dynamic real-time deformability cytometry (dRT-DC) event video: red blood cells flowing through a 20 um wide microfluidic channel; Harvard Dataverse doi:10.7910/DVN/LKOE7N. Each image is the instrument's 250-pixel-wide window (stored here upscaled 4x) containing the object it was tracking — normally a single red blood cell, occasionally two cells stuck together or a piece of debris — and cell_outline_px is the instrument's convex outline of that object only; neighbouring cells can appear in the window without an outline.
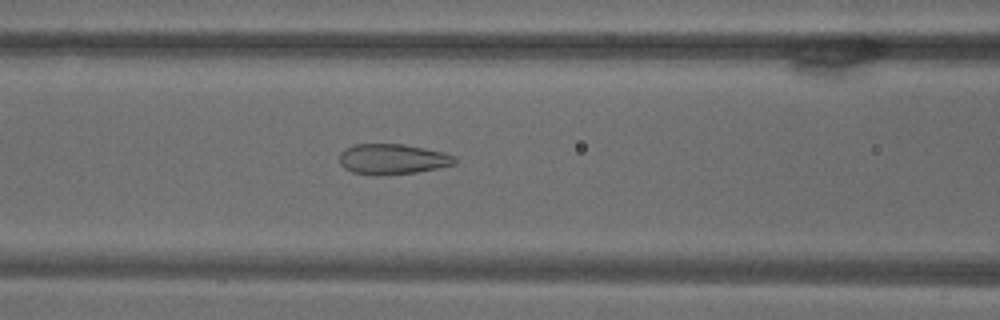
{"species": "common noctule bat (a hibernating species)", "species_latin": "Nyctalus noctula", "temperature_condition": "warm", "stored_images_in_passage": 70, "camera_frame_rate_fps": 3000, "um_per_image_px": 0.085, "animal": {"sex": "male", "body_mass_g": 18.8}, "frame": {"image": 1, "passage_image": 30, "time_ms": 9.667, "image_size_px": [1000, 320], "cell_outline_px": [[456, 164], [416, 172], [376, 176], [352, 172], [344, 168], [340, 164], [340, 152], [344, 148], [356, 144], [404, 144], [444, 152], [456, 156]], "centroid_in_image_um": [33.35, 13.52], "position_along_channel_um": 133.2, "area_um2": 20.58}}
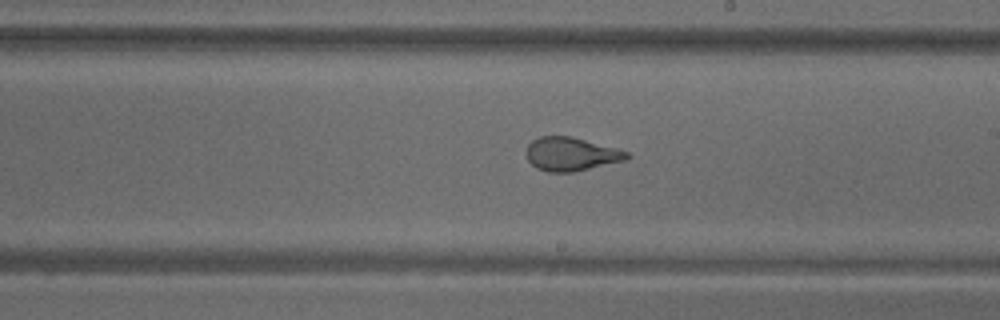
{"frame": {"image": 2, "passage_image": 41, "time_ms": 13.333, "image_size_px": [1000, 320], "cell_outline_px": [[632, 156], [624, 160], [572, 172], [548, 172], [536, 168], [528, 160], [524, 152], [528, 144], [532, 140], [540, 136], [572, 136], [616, 148], [628, 152]], "centroid_in_image_um": [48.49, 13.09], "position_along_channel_um": 240.5, "area_um2": 19.65}}
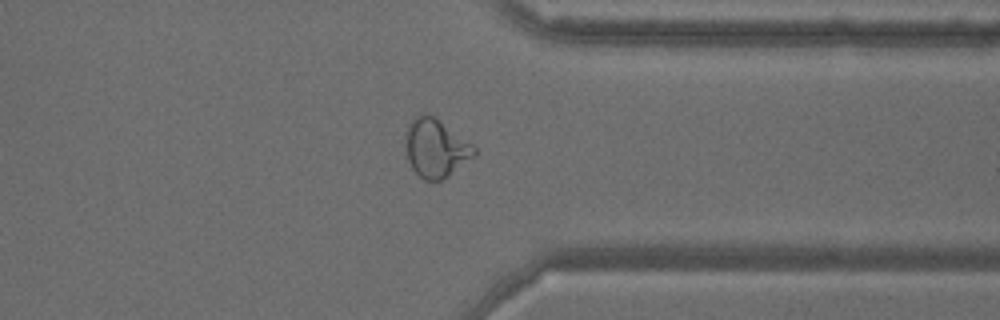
{"frame": {"image": 3, "passage_image": 55, "time_ms": 18.0, "image_size_px": [1000, 320], "cell_outline_px": [[476, 152], [472, 156], [448, 176], [440, 180], [424, 180], [412, 168], [408, 160], [404, 144], [404, 132], [408, 124], [420, 112], [432, 116], [472, 144], [476, 148]], "centroid_in_image_um": [36.96, 12.58], "position_along_channel_um": 374.4, "area_um2": 22.95}}